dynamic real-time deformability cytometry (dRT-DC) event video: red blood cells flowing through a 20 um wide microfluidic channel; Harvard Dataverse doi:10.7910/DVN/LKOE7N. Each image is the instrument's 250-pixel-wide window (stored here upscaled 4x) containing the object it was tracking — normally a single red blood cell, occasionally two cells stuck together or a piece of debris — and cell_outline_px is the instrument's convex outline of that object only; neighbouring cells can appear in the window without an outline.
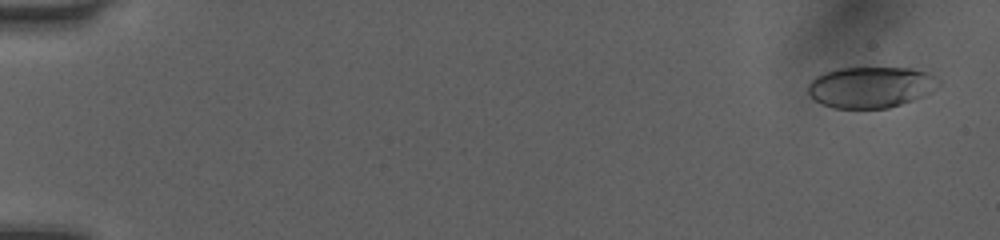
{"species": "human", "species_latin": "Homo sapiens", "temperature_condition": "room temperature", "stored_images_in_passage": 51, "camera_frame_rate_fps": 3000, "um_per_image_px": 0.085, "donor": {"sex": "female"}, "frame": {"image": 1, "passage_image": 2, "time_ms": 0.333, "image_size_px": [1000, 240], "cell_outline_px": [[940, 84], [928, 92], [912, 100], [888, 108], [832, 108], [816, 100], [808, 92], [808, 84], [816, 76], [824, 72], [840, 68], [912, 68], [928, 72], [940, 80]], "centroid_in_image_um": [74.0, 7.4], "position_along_channel_um": 11.0, "area_um2": 30.98}}
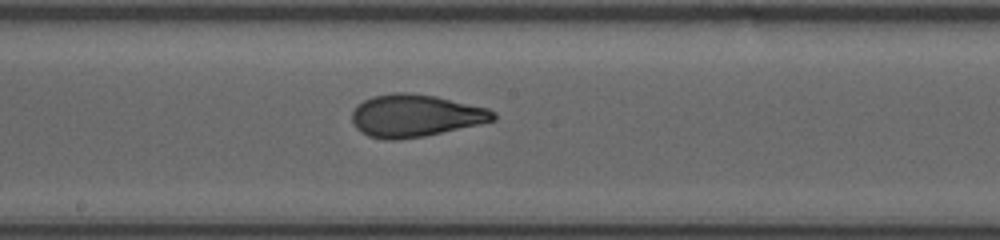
{"frame": {"image": 2, "passage_image": 29, "time_ms": 9.333, "image_size_px": [1000, 240], "cell_outline_px": [[496, 120], [480, 124], [424, 136], [396, 140], [384, 140], [368, 136], [360, 132], [356, 128], [352, 120], [352, 112], [356, 104], [372, 96], [392, 92], [408, 92], [436, 96], [488, 108], [496, 112]], "centroid_in_image_um": [35.28, 9.83], "position_along_channel_um": 212.9, "area_um2": 35.2}}
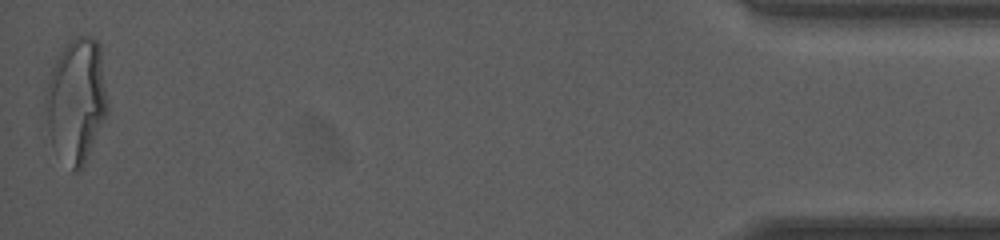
{"frame": {"image": 3, "passage_image": 51, "time_ms": 16.667, "image_size_px": [1000, 240], "cell_outline_px": [[108, 112], [84, 164], [76, 172], [72, 168], [52, 144], [44, 104], [44, 96], [48, 80], [56, 56], [72, 36], [92, 36], [100, 44], [108, 104]], "centroid_in_image_um": [6.5, 8.44], "position_along_channel_um": 428.7, "area_um2": 44.68}, "authors_computed_cell_mechanics": {"area_um2": 33.9286, "velocity_mm_per_s": 4.0705, "shape_relaxation_time_tau1_ms": 4.643, "shape_relaxation_time_tau2_ms": 0.8304, "deformation_change_tau1": 0.1764, "deformation_change_tau2": 0.0707}}